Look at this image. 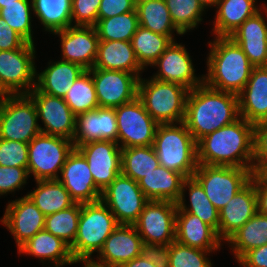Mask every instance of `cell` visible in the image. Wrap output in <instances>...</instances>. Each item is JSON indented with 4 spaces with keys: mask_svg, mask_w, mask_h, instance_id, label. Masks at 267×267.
Wrapping results in <instances>:
<instances>
[{
    "mask_svg": "<svg viewBox=\"0 0 267 267\" xmlns=\"http://www.w3.org/2000/svg\"><path fill=\"white\" fill-rule=\"evenodd\" d=\"M73 149L70 139L38 134L28 143V175L33 174L35 181L58 179V173Z\"/></svg>",
    "mask_w": 267,
    "mask_h": 267,
    "instance_id": "obj_8",
    "label": "cell"
},
{
    "mask_svg": "<svg viewBox=\"0 0 267 267\" xmlns=\"http://www.w3.org/2000/svg\"><path fill=\"white\" fill-rule=\"evenodd\" d=\"M28 143L0 138V166L27 167Z\"/></svg>",
    "mask_w": 267,
    "mask_h": 267,
    "instance_id": "obj_45",
    "label": "cell"
},
{
    "mask_svg": "<svg viewBox=\"0 0 267 267\" xmlns=\"http://www.w3.org/2000/svg\"><path fill=\"white\" fill-rule=\"evenodd\" d=\"M84 156L95 185L103 191L121 174V148L113 141H92L76 147Z\"/></svg>",
    "mask_w": 267,
    "mask_h": 267,
    "instance_id": "obj_16",
    "label": "cell"
},
{
    "mask_svg": "<svg viewBox=\"0 0 267 267\" xmlns=\"http://www.w3.org/2000/svg\"><path fill=\"white\" fill-rule=\"evenodd\" d=\"M84 263V267H110V266H104V265H101V264H98L95 262V260H78V261H75V263Z\"/></svg>",
    "mask_w": 267,
    "mask_h": 267,
    "instance_id": "obj_55",
    "label": "cell"
},
{
    "mask_svg": "<svg viewBox=\"0 0 267 267\" xmlns=\"http://www.w3.org/2000/svg\"><path fill=\"white\" fill-rule=\"evenodd\" d=\"M8 94L0 86V101L4 99Z\"/></svg>",
    "mask_w": 267,
    "mask_h": 267,
    "instance_id": "obj_58",
    "label": "cell"
},
{
    "mask_svg": "<svg viewBox=\"0 0 267 267\" xmlns=\"http://www.w3.org/2000/svg\"><path fill=\"white\" fill-rule=\"evenodd\" d=\"M267 170V121L254 125V158L252 174L259 175Z\"/></svg>",
    "mask_w": 267,
    "mask_h": 267,
    "instance_id": "obj_46",
    "label": "cell"
},
{
    "mask_svg": "<svg viewBox=\"0 0 267 267\" xmlns=\"http://www.w3.org/2000/svg\"><path fill=\"white\" fill-rule=\"evenodd\" d=\"M99 107L116 108L138 95L139 78L119 70L89 69Z\"/></svg>",
    "mask_w": 267,
    "mask_h": 267,
    "instance_id": "obj_14",
    "label": "cell"
},
{
    "mask_svg": "<svg viewBox=\"0 0 267 267\" xmlns=\"http://www.w3.org/2000/svg\"><path fill=\"white\" fill-rule=\"evenodd\" d=\"M159 165L153 146L121 149V173L138 182Z\"/></svg>",
    "mask_w": 267,
    "mask_h": 267,
    "instance_id": "obj_37",
    "label": "cell"
},
{
    "mask_svg": "<svg viewBox=\"0 0 267 267\" xmlns=\"http://www.w3.org/2000/svg\"><path fill=\"white\" fill-rule=\"evenodd\" d=\"M101 201L119 225H134L149 199L138 182L121 173L102 191Z\"/></svg>",
    "mask_w": 267,
    "mask_h": 267,
    "instance_id": "obj_12",
    "label": "cell"
},
{
    "mask_svg": "<svg viewBox=\"0 0 267 267\" xmlns=\"http://www.w3.org/2000/svg\"><path fill=\"white\" fill-rule=\"evenodd\" d=\"M135 10L136 6L133 0H101L98 9V20L118 16Z\"/></svg>",
    "mask_w": 267,
    "mask_h": 267,
    "instance_id": "obj_49",
    "label": "cell"
},
{
    "mask_svg": "<svg viewBox=\"0 0 267 267\" xmlns=\"http://www.w3.org/2000/svg\"><path fill=\"white\" fill-rule=\"evenodd\" d=\"M256 0H219L213 32L215 37H229L248 18L261 9L256 8Z\"/></svg>",
    "mask_w": 267,
    "mask_h": 267,
    "instance_id": "obj_31",
    "label": "cell"
},
{
    "mask_svg": "<svg viewBox=\"0 0 267 267\" xmlns=\"http://www.w3.org/2000/svg\"><path fill=\"white\" fill-rule=\"evenodd\" d=\"M118 225L114 214L101 200L81 204L77 235L70 246L74 260H91L92 254L101 251Z\"/></svg>",
    "mask_w": 267,
    "mask_h": 267,
    "instance_id": "obj_6",
    "label": "cell"
},
{
    "mask_svg": "<svg viewBox=\"0 0 267 267\" xmlns=\"http://www.w3.org/2000/svg\"><path fill=\"white\" fill-rule=\"evenodd\" d=\"M80 212L81 203H75L67 209L45 216L44 229L71 246L77 235Z\"/></svg>",
    "mask_w": 267,
    "mask_h": 267,
    "instance_id": "obj_41",
    "label": "cell"
},
{
    "mask_svg": "<svg viewBox=\"0 0 267 267\" xmlns=\"http://www.w3.org/2000/svg\"><path fill=\"white\" fill-rule=\"evenodd\" d=\"M175 26L183 33L202 22L205 7L198 0H164Z\"/></svg>",
    "mask_w": 267,
    "mask_h": 267,
    "instance_id": "obj_43",
    "label": "cell"
},
{
    "mask_svg": "<svg viewBox=\"0 0 267 267\" xmlns=\"http://www.w3.org/2000/svg\"><path fill=\"white\" fill-rule=\"evenodd\" d=\"M185 179L183 174L158 165L156 169L141 178L138 185L149 200L176 203L180 198Z\"/></svg>",
    "mask_w": 267,
    "mask_h": 267,
    "instance_id": "obj_30",
    "label": "cell"
},
{
    "mask_svg": "<svg viewBox=\"0 0 267 267\" xmlns=\"http://www.w3.org/2000/svg\"><path fill=\"white\" fill-rule=\"evenodd\" d=\"M173 41L152 66L159 70L152 78L174 82L192 90L203 83L202 77H196L191 56L184 45Z\"/></svg>",
    "mask_w": 267,
    "mask_h": 267,
    "instance_id": "obj_19",
    "label": "cell"
},
{
    "mask_svg": "<svg viewBox=\"0 0 267 267\" xmlns=\"http://www.w3.org/2000/svg\"><path fill=\"white\" fill-rule=\"evenodd\" d=\"M37 187L27 196L45 215L67 209L76 202L58 179L37 180Z\"/></svg>",
    "mask_w": 267,
    "mask_h": 267,
    "instance_id": "obj_33",
    "label": "cell"
},
{
    "mask_svg": "<svg viewBox=\"0 0 267 267\" xmlns=\"http://www.w3.org/2000/svg\"><path fill=\"white\" fill-rule=\"evenodd\" d=\"M172 42L168 36L154 33L140 25L131 39L136 58L143 68L152 66Z\"/></svg>",
    "mask_w": 267,
    "mask_h": 267,
    "instance_id": "obj_38",
    "label": "cell"
},
{
    "mask_svg": "<svg viewBox=\"0 0 267 267\" xmlns=\"http://www.w3.org/2000/svg\"><path fill=\"white\" fill-rule=\"evenodd\" d=\"M146 1H149V0H133L135 6H137V5H139V4L143 3V2H146Z\"/></svg>",
    "mask_w": 267,
    "mask_h": 267,
    "instance_id": "obj_59",
    "label": "cell"
},
{
    "mask_svg": "<svg viewBox=\"0 0 267 267\" xmlns=\"http://www.w3.org/2000/svg\"><path fill=\"white\" fill-rule=\"evenodd\" d=\"M101 0H72V22L75 26H95Z\"/></svg>",
    "mask_w": 267,
    "mask_h": 267,
    "instance_id": "obj_47",
    "label": "cell"
},
{
    "mask_svg": "<svg viewBox=\"0 0 267 267\" xmlns=\"http://www.w3.org/2000/svg\"><path fill=\"white\" fill-rule=\"evenodd\" d=\"M120 267H157L154 263L139 255L135 259L122 264Z\"/></svg>",
    "mask_w": 267,
    "mask_h": 267,
    "instance_id": "obj_54",
    "label": "cell"
},
{
    "mask_svg": "<svg viewBox=\"0 0 267 267\" xmlns=\"http://www.w3.org/2000/svg\"><path fill=\"white\" fill-rule=\"evenodd\" d=\"M153 147L159 165L183 174L186 178L193 177L198 167L197 142L183 122L159 124Z\"/></svg>",
    "mask_w": 267,
    "mask_h": 267,
    "instance_id": "obj_4",
    "label": "cell"
},
{
    "mask_svg": "<svg viewBox=\"0 0 267 267\" xmlns=\"http://www.w3.org/2000/svg\"><path fill=\"white\" fill-rule=\"evenodd\" d=\"M186 187L189 190L190 208L185 204L184 191H186ZM176 204L177 209L196 215L204 223L211 226L218 234L219 211L209 200L203 187L194 177H189L184 180L181 195Z\"/></svg>",
    "mask_w": 267,
    "mask_h": 267,
    "instance_id": "obj_32",
    "label": "cell"
},
{
    "mask_svg": "<svg viewBox=\"0 0 267 267\" xmlns=\"http://www.w3.org/2000/svg\"><path fill=\"white\" fill-rule=\"evenodd\" d=\"M51 63L41 73H36L35 87L45 94L64 98L73 82L86 70L79 64L63 60Z\"/></svg>",
    "mask_w": 267,
    "mask_h": 267,
    "instance_id": "obj_29",
    "label": "cell"
},
{
    "mask_svg": "<svg viewBox=\"0 0 267 267\" xmlns=\"http://www.w3.org/2000/svg\"><path fill=\"white\" fill-rule=\"evenodd\" d=\"M204 7L207 9V7L211 6H217L219 0H198Z\"/></svg>",
    "mask_w": 267,
    "mask_h": 267,
    "instance_id": "obj_56",
    "label": "cell"
},
{
    "mask_svg": "<svg viewBox=\"0 0 267 267\" xmlns=\"http://www.w3.org/2000/svg\"><path fill=\"white\" fill-rule=\"evenodd\" d=\"M143 241L134 225H118L105 240L97 256L98 264L120 267L141 255Z\"/></svg>",
    "mask_w": 267,
    "mask_h": 267,
    "instance_id": "obj_22",
    "label": "cell"
},
{
    "mask_svg": "<svg viewBox=\"0 0 267 267\" xmlns=\"http://www.w3.org/2000/svg\"><path fill=\"white\" fill-rule=\"evenodd\" d=\"M13 235L18 248L45 227V215L25 195L8 202L2 220Z\"/></svg>",
    "mask_w": 267,
    "mask_h": 267,
    "instance_id": "obj_20",
    "label": "cell"
},
{
    "mask_svg": "<svg viewBox=\"0 0 267 267\" xmlns=\"http://www.w3.org/2000/svg\"><path fill=\"white\" fill-rule=\"evenodd\" d=\"M28 177L27 167L0 166V195L21 189Z\"/></svg>",
    "mask_w": 267,
    "mask_h": 267,
    "instance_id": "obj_48",
    "label": "cell"
},
{
    "mask_svg": "<svg viewBox=\"0 0 267 267\" xmlns=\"http://www.w3.org/2000/svg\"><path fill=\"white\" fill-rule=\"evenodd\" d=\"M141 256L157 267H169V245L143 243Z\"/></svg>",
    "mask_w": 267,
    "mask_h": 267,
    "instance_id": "obj_50",
    "label": "cell"
},
{
    "mask_svg": "<svg viewBox=\"0 0 267 267\" xmlns=\"http://www.w3.org/2000/svg\"><path fill=\"white\" fill-rule=\"evenodd\" d=\"M251 181L255 184L258 212L267 215V175H253Z\"/></svg>",
    "mask_w": 267,
    "mask_h": 267,
    "instance_id": "obj_53",
    "label": "cell"
},
{
    "mask_svg": "<svg viewBox=\"0 0 267 267\" xmlns=\"http://www.w3.org/2000/svg\"><path fill=\"white\" fill-rule=\"evenodd\" d=\"M254 124L240 117L197 142V161L202 165L252 169Z\"/></svg>",
    "mask_w": 267,
    "mask_h": 267,
    "instance_id": "obj_1",
    "label": "cell"
},
{
    "mask_svg": "<svg viewBox=\"0 0 267 267\" xmlns=\"http://www.w3.org/2000/svg\"><path fill=\"white\" fill-rule=\"evenodd\" d=\"M118 140L115 108L97 107L76 115L74 148L92 141Z\"/></svg>",
    "mask_w": 267,
    "mask_h": 267,
    "instance_id": "obj_21",
    "label": "cell"
},
{
    "mask_svg": "<svg viewBox=\"0 0 267 267\" xmlns=\"http://www.w3.org/2000/svg\"><path fill=\"white\" fill-rule=\"evenodd\" d=\"M27 95L35 104L38 118L44 123V128L40 126L41 133L73 139L76 115L64 98L45 94L36 87Z\"/></svg>",
    "mask_w": 267,
    "mask_h": 267,
    "instance_id": "obj_15",
    "label": "cell"
},
{
    "mask_svg": "<svg viewBox=\"0 0 267 267\" xmlns=\"http://www.w3.org/2000/svg\"><path fill=\"white\" fill-rule=\"evenodd\" d=\"M32 5L45 31L53 33L73 26L72 0H32Z\"/></svg>",
    "mask_w": 267,
    "mask_h": 267,
    "instance_id": "obj_36",
    "label": "cell"
},
{
    "mask_svg": "<svg viewBox=\"0 0 267 267\" xmlns=\"http://www.w3.org/2000/svg\"><path fill=\"white\" fill-rule=\"evenodd\" d=\"M58 180L64 185L76 203H92L101 200L102 191L94 178L84 156L74 148L61 169Z\"/></svg>",
    "mask_w": 267,
    "mask_h": 267,
    "instance_id": "obj_17",
    "label": "cell"
},
{
    "mask_svg": "<svg viewBox=\"0 0 267 267\" xmlns=\"http://www.w3.org/2000/svg\"><path fill=\"white\" fill-rule=\"evenodd\" d=\"M207 73L203 82L216 90L238 94L251 76L254 66L230 37H216L209 43Z\"/></svg>",
    "mask_w": 267,
    "mask_h": 267,
    "instance_id": "obj_3",
    "label": "cell"
},
{
    "mask_svg": "<svg viewBox=\"0 0 267 267\" xmlns=\"http://www.w3.org/2000/svg\"><path fill=\"white\" fill-rule=\"evenodd\" d=\"M237 262L242 267H267V244L249 250Z\"/></svg>",
    "mask_w": 267,
    "mask_h": 267,
    "instance_id": "obj_52",
    "label": "cell"
},
{
    "mask_svg": "<svg viewBox=\"0 0 267 267\" xmlns=\"http://www.w3.org/2000/svg\"><path fill=\"white\" fill-rule=\"evenodd\" d=\"M27 42L0 17V51L22 48Z\"/></svg>",
    "mask_w": 267,
    "mask_h": 267,
    "instance_id": "obj_51",
    "label": "cell"
},
{
    "mask_svg": "<svg viewBox=\"0 0 267 267\" xmlns=\"http://www.w3.org/2000/svg\"><path fill=\"white\" fill-rule=\"evenodd\" d=\"M251 169L198 164L193 177L219 211L243 189L252 178Z\"/></svg>",
    "mask_w": 267,
    "mask_h": 267,
    "instance_id": "obj_9",
    "label": "cell"
},
{
    "mask_svg": "<svg viewBox=\"0 0 267 267\" xmlns=\"http://www.w3.org/2000/svg\"><path fill=\"white\" fill-rule=\"evenodd\" d=\"M18 253L38 257L41 261L50 260L55 267L75 263L70 246L45 229L38 231L32 238L21 245L18 248Z\"/></svg>",
    "mask_w": 267,
    "mask_h": 267,
    "instance_id": "obj_28",
    "label": "cell"
},
{
    "mask_svg": "<svg viewBox=\"0 0 267 267\" xmlns=\"http://www.w3.org/2000/svg\"><path fill=\"white\" fill-rule=\"evenodd\" d=\"M237 96L240 117L254 125L267 121V66L254 67Z\"/></svg>",
    "mask_w": 267,
    "mask_h": 267,
    "instance_id": "obj_25",
    "label": "cell"
},
{
    "mask_svg": "<svg viewBox=\"0 0 267 267\" xmlns=\"http://www.w3.org/2000/svg\"><path fill=\"white\" fill-rule=\"evenodd\" d=\"M18 0H0V9L4 8L7 4L16 3Z\"/></svg>",
    "mask_w": 267,
    "mask_h": 267,
    "instance_id": "obj_57",
    "label": "cell"
},
{
    "mask_svg": "<svg viewBox=\"0 0 267 267\" xmlns=\"http://www.w3.org/2000/svg\"><path fill=\"white\" fill-rule=\"evenodd\" d=\"M175 240L183 245L216 251L221 247L217 232L196 215L177 209Z\"/></svg>",
    "mask_w": 267,
    "mask_h": 267,
    "instance_id": "obj_26",
    "label": "cell"
},
{
    "mask_svg": "<svg viewBox=\"0 0 267 267\" xmlns=\"http://www.w3.org/2000/svg\"><path fill=\"white\" fill-rule=\"evenodd\" d=\"M258 212L255 184L250 181L219 210L218 237L226 241Z\"/></svg>",
    "mask_w": 267,
    "mask_h": 267,
    "instance_id": "obj_24",
    "label": "cell"
},
{
    "mask_svg": "<svg viewBox=\"0 0 267 267\" xmlns=\"http://www.w3.org/2000/svg\"><path fill=\"white\" fill-rule=\"evenodd\" d=\"M267 13V7H262ZM267 17V15H266ZM267 20L258 11L229 37L243 50L254 67L267 66Z\"/></svg>",
    "mask_w": 267,
    "mask_h": 267,
    "instance_id": "obj_23",
    "label": "cell"
},
{
    "mask_svg": "<svg viewBox=\"0 0 267 267\" xmlns=\"http://www.w3.org/2000/svg\"><path fill=\"white\" fill-rule=\"evenodd\" d=\"M226 241L237 261L249 250L267 244V215L257 212Z\"/></svg>",
    "mask_w": 267,
    "mask_h": 267,
    "instance_id": "obj_34",
    "label": "cell"
},
{
    "mask_svg": "<svg viewBox=\"0 0 267 267\" xmlns=\"http://www.w3.org/2000/svg\"><path fill=\"white\" fill-rule=\"evenodd\" d=\"M38 119L27 94L7 95L0 101V138L29 143L41 133Z\"/></svg>",
    "mask_w": 267,
    "mask_h": 267,
    "instance_id": "obj_7",
    "label": "cell"
},
{
    "mask_svg": "<svg viewBox=\"0 0 267 267\" xmlns=\"http://www.w3.org/2000/svg\"><path fill=\"white\" fill-rule=\"evenodd\" d=\"M239 118L237 94L213 89L204 82L189 90L183 123L196 142Z\"/></svg>",
    "mask_w": 267,
    "mask_h": 267,
    "instance_id": "obj_2",
    "label": "cell"
},
{
    "mask_svg": "<svg viewBox=\"0 0 267 267\" xmlns=\"http://www.w3.org/2000/svg\"><path fill=\"white\" fill-rule=\"evenodd\" d=\"M177 204L149 200L134 224L143 243L168 246L175 241Z\"/></svg>",
    "mask_w": 267,
    "mask_h": 267,
    "instance_id": "obj_13",
    "label": "cell"
},
{
    "mask_svg": "<svg viewBox=\"0 0 267 267\" xmlns=\"http://www.w3.org/2000/svg\"><path fill=\"white\" fill-rule=\"evenodd\" d=\"M92 69L125 71L140 79V73L145 68L138 62L131 41H99L98 54Z\"/></svg>",
    "mask_w": 267,
    "mask_h": 267,
    "instance_id": "obj_27",
    "label": "cell"
},
{
    "mask_svg": "<svg viewBox=\"0 0 267 267\" xmlns=\"http://www.w3.org/2000/svg\"><path fill=\"white\" fill-rule=\"evenodd\" d=\"M120 148L153 146L158 123L148 114L141 100L115 108Z\"/></svg>",
    "mask_w": 267,
    "mask_h": 267,
    "instance_id": "obj_11",
    "label": "cell"
},
{
    "mask_svg": "<svg viewBox=\"0 0 267 267\" xmlns=\"http://www.w3.org/2000/svg\"><path fill=\"white\" fill-rule=\"evenodd\" d=\"M32 0H18L16 3L7 4L0 9V17L27 43L34 44L31 12Z\"/></svg>",
    "mask_w": 267,
    "mask_h": 267,
    "instance_id": "obj_42",
    "label": "cell"
},
{
    "mask_svg": "<svg viewBox=\"0 0 267 267\" xmlns=\"http://www.w3.org/2000/svg\"><path fill=\"white\" fill-rule=\"evenodd\" d=\"M35 45L0 51V86L8 95L28 94L36 84Z\"/></svg>",
    "mask_w": 267,
    "mask_h": 267,
    "instance_id": "obj_10",
    "label": "cell"
},
{
    "mask_svg": "<svg viewBox=\"0 0 267 267\" xmlns=\"http://www.w3.org/2000/svg\"><path fill=\"white\" fill-rule=\"evenodd\" d=\"M139 25L154 33L168 36L174 41L173 33L184 35L173 23L164 0H149L136 6Z\"/></svg>",
    "mask_w": 267,
    "mask_h": 267,
    "instance_id": "obj_35",
    "label": "cell"
},
{
    "mask_svg": "<svg viewBox=\"0 0 267 267\" xmlns=\"http://www.w3.org/2000/svg\"><path fill=\"white\" fill-rule=\"evenodd\" d=\"M211 251L178 243L169 244V267H212L206 255Z\"/></svg>",
    "mask_w": 267,
    "mask_h": 267,
    "instance_id": "obj_44",
    "label": "cell"
},
{
    "mask_svg": "<svg viewBox=\"0 0 267 267\" xmlns=\"http://www.w3.org/2000/svg\"><path fill=\"white\" fill-rule=\"evenodd\" d=\"M53 33L61 39V60L79 64L85 70L93 68L100 41L94 26L74 25Z\"/></svg>",
    "mask_w": 267,
    "mask_h": 267,
    "instance_id": "obj_18",
    "label": "cell"
},
{
    "mask_svg": "<svg viewBox=\"0 0 267 267\" xmlns=\"http://www.w3.org/2000/svg\"><path fill=\"white\" fill-rule=\"evenodd\" d=\"M64 101L75 115L99 107L94 82L88 70L73 82L64 97Z\"/></svg>",
    "mask_w": 267,
    "mask_h": 267,
    "instance_id": "obj_40",
    "label": "cell"
},
{
    "mask_svg": "<svg viewBox=\"0 0 267 267\" xmlns=\"http://www.w3.org/2000/svg\"><path fill=\"white\" fill-rule=\"evenodd\" d=\"M188 92L178 83L140 78L137 97L158 124H179L185 118Z\"/></svg>",
    "mask_w": 267,
    "mask_h": 267,
    "instance_id": "obj_5",
    "label": "cell"
},
{
    "mask_svg": "<svg viewBox=\"0 0 267 267\" xmlns=\"http://www.w3.org/2000/svg\"><path fill=\"white\" fill-rule=\"evenodd\" d=\"M94 27L100 41H131L139 27L137 10L97 20Z\"/></svg>",
    "mask_w": 267,
    "mask_h": 267,
    "instance_id": "obj_39",
    "label": "cell"
}]
</instances>
